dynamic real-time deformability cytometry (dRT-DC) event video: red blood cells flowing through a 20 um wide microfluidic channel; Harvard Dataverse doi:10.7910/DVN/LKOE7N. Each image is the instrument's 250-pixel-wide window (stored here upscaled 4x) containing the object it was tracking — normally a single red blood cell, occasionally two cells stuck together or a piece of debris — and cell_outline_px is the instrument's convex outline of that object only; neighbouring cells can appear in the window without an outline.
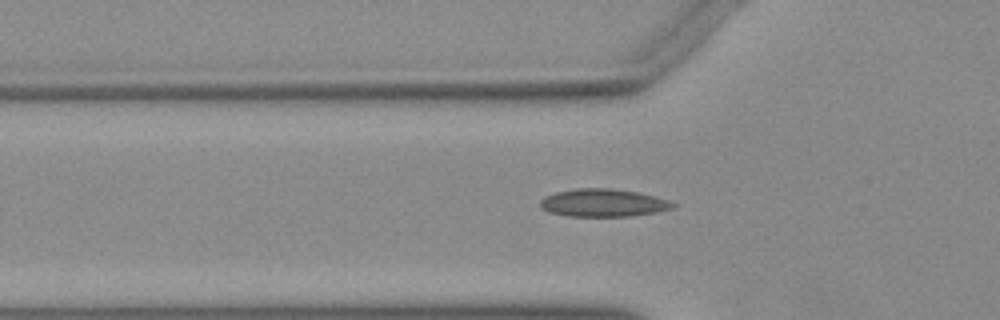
{"species": "Egyptian fruit bat (a non-hibernating species)", "species_latin": "Rousettus aegyptiacus", "temperature_condition": "warm", "stored_images_in_passage": 32, "camera_frame_rate_fps": 3000, "um_per_image_px": 0.085, "animal": {"sex": "female"}, "frame": {"image": 1, "passage_image": 3, "time_ms": 0.667, "image_size_px": [1000, 320], "cell_outline_px": [[676, 204], [672, 208], [656, 212], [628, 216], [568, 216], [548, 212], [540, 208], [540, 200], [544, 196], [556, 192], [576, 188], [612, 188], [640, 192], [656, 196], [668, 200]], "centroid_in_image_um": [51.25, 17.23], "position_along_channel_um": 74.6, "area_um2": 21.62}}
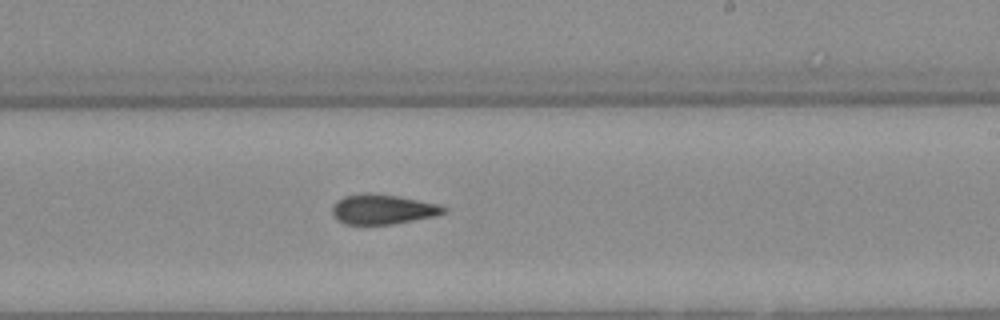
{"frame": {"image": 2, "passage_image": 17, "time_ms": 5.333, "image_size_px": [1000, 320], "cell_outline_px": [[448, 208], [444, 212], [432, 216], [392, 224], [344, 224], [336, 220], [332, 216], [332, 208], [336, 200], [344, 196], [396, 196], [440, 204]], "centroid_in_image_um": [32.51, 17.83], "position_along_channel_um": 256.5, "area_um2": 18.55}}
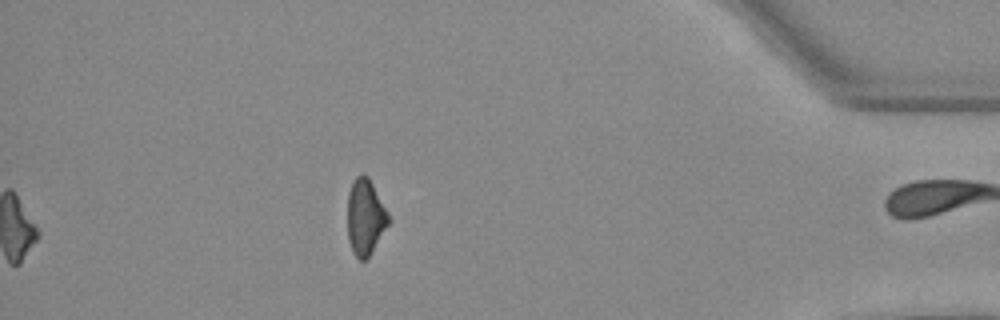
{"frame": {"image": 3, "passage_image": 32, "time_ms": 10.333, "image_size_px": [1000, 320], "cell_outline_px": [[392, 220], [368, 256], [364, 260], [360, 260], [352, 252], [348, 240], [348, 192], [352, 180], [360, 172], [368, 176], [388, 212]], "centroid_in_image_um": [31.05, 18.41], "position_along_channel_um": 404.2, "area_um2": 18.26}}